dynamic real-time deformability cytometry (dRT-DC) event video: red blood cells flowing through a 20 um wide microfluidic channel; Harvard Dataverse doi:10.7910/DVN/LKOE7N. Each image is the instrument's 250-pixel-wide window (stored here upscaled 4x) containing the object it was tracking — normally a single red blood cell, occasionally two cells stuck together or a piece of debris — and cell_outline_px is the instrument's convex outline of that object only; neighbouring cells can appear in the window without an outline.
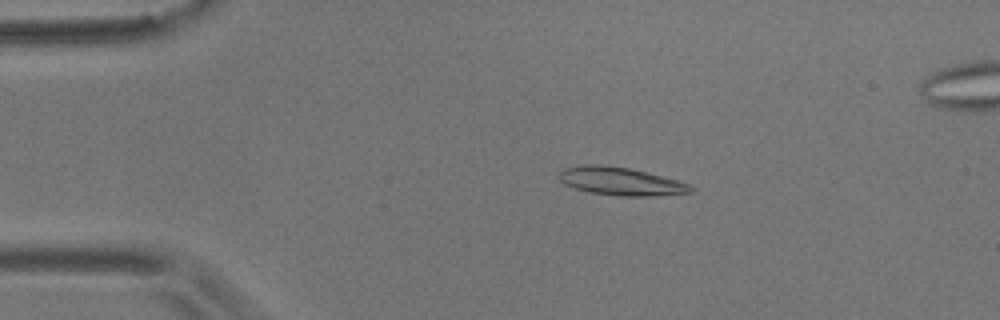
{"species": "common noctule bat (a hibernating species)", "species_latin": "Nyctalus noctula", "temperature_condition": "room temperature", "stored_images_in_passage": 6, "camera_frame_rate_fps": 3000, "um_per_image_px": 0.085, "animal": {"sex": "male", "body_mass_g": 17.9}, "frame": {"image": 1, "passage_image": 4, "time_ms": 1.0, "image_size_px": [1000, 320], "cell_outline_px": [[696, 188], [692, 192], [648, 196], [620, 196], [588, 192], [564, 184], [556, 176], [564, 168], [584, 164], [596, 164], [628, 168], [676, 180], [688, 184]], "centroid_in_image_um": [52.71, 15.41], "position_along_channel_um": 32.3, "area_um2": 21.27}}